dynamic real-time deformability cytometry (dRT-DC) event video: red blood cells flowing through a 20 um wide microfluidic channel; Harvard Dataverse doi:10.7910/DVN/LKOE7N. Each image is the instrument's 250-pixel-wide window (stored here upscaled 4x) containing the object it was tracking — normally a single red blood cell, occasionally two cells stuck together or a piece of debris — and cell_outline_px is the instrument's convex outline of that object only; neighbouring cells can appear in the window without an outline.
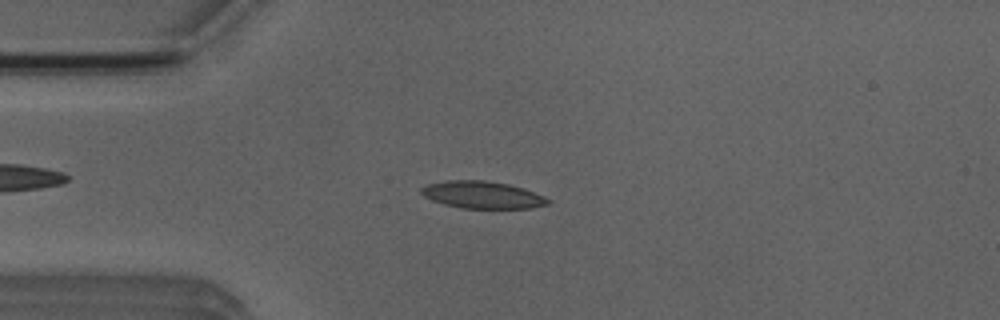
{"species": "Egyptian fruit bat (a non-hibernating species)", "species_latin": "Rousettus aegyptiacus", "temperature_condition": "room temperature", "stored_images_in_passage": 3, "camera_frame_rate_fps": 3000, "um_per_image_px": 0.085, "animal": {"sex": "male"}, "frame": {"image": 1, "passage_image": 3, "time_ms": 2.333, "image_size_px": [1000, 320], "cell_outline_px": [[552, 200], [548, 204], [532, 208], [460, 208], [444, 204], [432, 200], [424, 196], [420, 192], [420, 188], [428, 184], [448, 180], [484, 180], [508, 184], [524, 188], [544, 196]], "centroid_in_image_um": [41.01, 16.56], "position_along_channel_um": 44.0, "area_um2": 20.11}}